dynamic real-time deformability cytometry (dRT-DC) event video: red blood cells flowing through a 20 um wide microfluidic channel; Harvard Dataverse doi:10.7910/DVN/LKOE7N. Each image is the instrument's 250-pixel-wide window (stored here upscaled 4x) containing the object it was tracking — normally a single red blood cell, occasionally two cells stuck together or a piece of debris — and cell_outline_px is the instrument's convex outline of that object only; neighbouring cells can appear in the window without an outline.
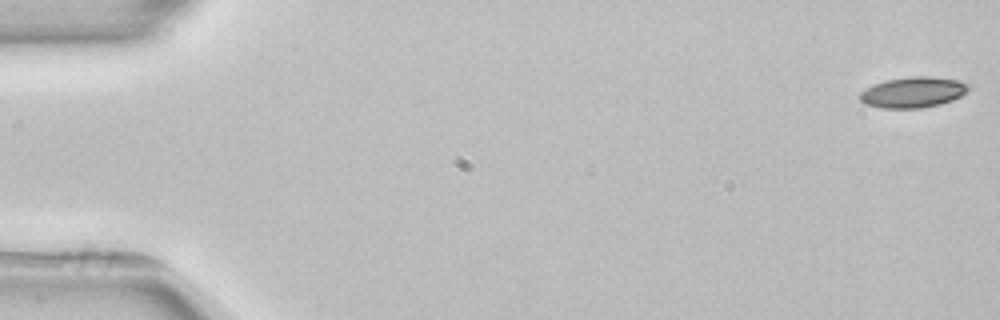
{"species": "common noctule bat (a hibernating species)", "species_latin": "Nyctalus noctula", "temperature_condition": "room temperature", "stored_images_in_passage": 4, "camera_frame_rate_fps": 3000, "um_per_image_px": 0.085, "animal": {"sex": "female", "body_mass_g": 22.7, "forearm_length_mm": 54.2}, "frame": {"image": 1, "passage_image": 1, "time_ms": 0.0, "image_size_px": [1000, 320], "cell_outline_px": [[968, 92], [952, 100], [940, 104], [920, 108], [880, 108], [864, 104], [860, 100], [860, 92], [872, 84], [888, 80], [912, 76], [928, 76], [956, 80], [968, 84]], "centroid_in_image_um": [77.58, 7.85], "position_along_channel_um": 7.4, "area_um2": 19.36}}
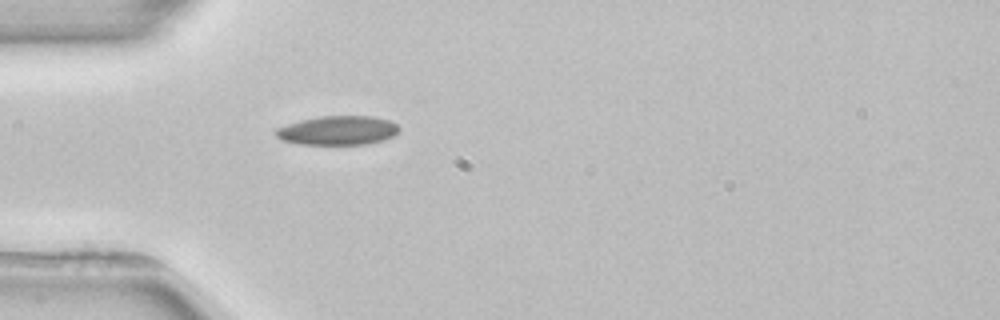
{"frame": {"image": 2, "passage_image": 4, "time_ms": 5.0, "image_size_px": [1000, 320], "cell_outline_px": [[400, 128], [392, 136], [384, 140], [368, 144], [300, 144], [280, 140], [276, 136], [276, 128], [300, 120], [320, 116], [372, 116], [388, 120], [396, 124]], "centroid_in_image_um": [28.7, 11.09], "position_along_channel_um": 56.3, "area_um2": 20.81}}